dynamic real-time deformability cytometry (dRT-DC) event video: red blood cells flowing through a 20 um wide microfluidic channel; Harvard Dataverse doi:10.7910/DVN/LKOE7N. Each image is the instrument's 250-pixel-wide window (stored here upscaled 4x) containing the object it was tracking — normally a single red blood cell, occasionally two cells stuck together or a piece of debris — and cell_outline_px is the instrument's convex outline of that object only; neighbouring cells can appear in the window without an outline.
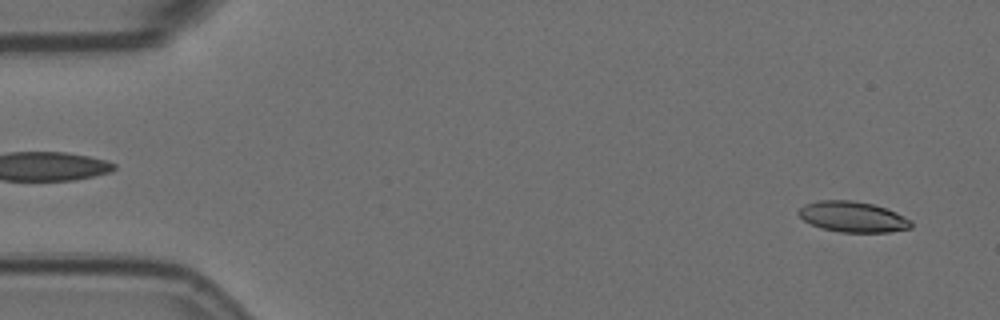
{"species": "Egyptian fruit bat (a non-hibernating species)", "species_latin": "Rousettus aegyptiacus", "temperature_condition": "room temperature", "stored_images_in_passage": 5, "camera_frame_rate_fps": 3000, "um_per_image_px": 0.085, "animal": {"sex": "female"}, "frame": {"image": 1, "passage_image": 1, "time_ms": 0.0, "image_size_px": [1000, 320], "cell_outline_px": [[912, 228], [888, 232], [840, 232], [820, 228], [804, 220], [796, 212], [804, 204], [816, 200], [852, 200], [872, 204], [896, 212], [912, 220]], "centroid_in_image_um": [72.48, 18.43], "position_along_channel_um": 12.5, "area_um2": 20.17}}
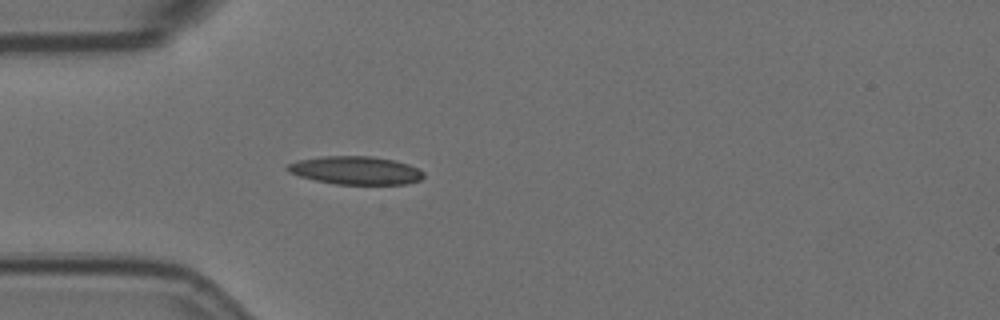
{"frame": {"image": 2, "passage_image": 5, "time_ms": 1.333, "image_size_px": [1000, 320], "cell_outline_px": [[424, 176], [420, 180], [404, 184], [336, 184], [316, 180], [300, 176], [288, 172], [284, 168], [288, 164], [300, 160], [320, 156], [372, 156], [392, 160], [408, 164], [424, 172]], "centroid_in_image_um": [30.21, 14.48], "position_along_channel_um": 54.8, "area_um2": 22.2}}